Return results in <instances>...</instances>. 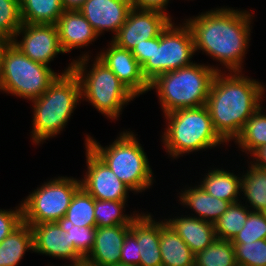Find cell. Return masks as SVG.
<instances>
[{"label": "cell", "instance_id": "obj_1", "mask_svg": "<svg viewBox=\"0 0 266 266\" xmlns=\"http://www.w3.org/2000/svg\"><path fill=\"white\" fill-rule=\"evenodd\" d=\"M250 11L219 7L184 19L192 32L195 52L200 50L220 62L226 73L242 72L255 17Z\"/></svg>", "mask_w": 266, "mask_h": 266}, {"label": "cell", "instance_id": "obj_2", "mask_svg": "<svg viewBox=\"0 0 266 266\" xmlns=\"http://www.w3.org/2000/svg\"><path fill=\"white\" fill-rule=\"evenodd\" d=\"M242 73L217 72L205 104L215 131L226 143L235 140L265 98V85Z\"/></svg>", "mask_w": 266, "mask_h": 266}, {"label": "cell", "instance_id": "obj_3", "mask_svg": "<svg viewBox=\"0 0 266 266\" xmlns=\"http://www.w3.org/2000/svg\"><path fill=\"white\" fill-rule=\"evenodd\" d=\"M79 102L81 89L78 77L73 71L58 75L42 96L31 101L33 121L30 137L33 144H43L45 140L59 135L68 125Z\"/></svg>", "mask_w": 266, "mask_h": 266}, {"label": "cell", "instance_id": "obj_4", "mask_svg": "<svg viewBox=\"0 0 266 266\" xmlns=\"http://www.w3.org/2000/svg\"><path fill=\"white\" fill-rule=\"evenodd\" d=\"M222 67L201 64L192 65L158 75L150 82L155 89L163 114L179 109L204 106L214 77Z\"/></svg>", "mask_w": 266, "mask_h": 266}, {"label": "cell", "instance_id": "obj_5", "mask_svg": "<svg viewBox=\"0 0 266 266\" xmlns=\"http://www.w3.org/2000/svg\"><path fill=\"white\" fill-rule=\"evenodd\" d=\"M90 60L88 52L72 59V71L80 82L81 100L91 103L107 119L118 120L124 106L134 101L136 96L97 57L91 60L92 66Z\"/></svg>", "mask_w": 266, "mask_h": 266}, {"label": "cell", "instance_id": "obj_6", "mask_svg": "<svg viewBox=\"0 0 266 266\" xmlns=\"http://www.w3.org/2000/svg\"><path fill=\"white\" fill-rule=\"evenodd\" d=\"M136 135L131 130L122 131L105 147L92 136L85 137V145L135 194L150 189L155 181L147 154Z\"/></svg>", "mask_w": 266, "mask_h": 266}, {"label": "cell", "instance_id": "obj_7", "mask_svg": "<svg viewBox=\"0 0 266 266\" xmlns=\"http://www.w3.org/2000/svg\"><path fill=\"white\" fill-rule=\"evenodd\" d=\"M166 119L164 132H162V144L165 152L172 159L227 145V143L215 131L211 116L207 107L179 109L164 114ZM225 143V144H224Z\"/></svg>", "mask_w": 266, "mask_h": 266}, {"label": "cell", "instance_id": "obj_8", "mask_svg": "<svg viewBox=\"0 0 266 266\" xmlns=\"http://www.w3.org/2000/svg\"><path fill=\"white\" fill-rule=\"evenodd\" d=\"M73 62L56 73L50 66L32 61L10 41L1 55L0 91L30 102L42 96L58 75L72 71Z\"/></svg>", "mask_w": 266, "mask_h": 266}, {"label": "cell", "instance_id": "obj_9", "mask_svg": "<svg viewBox=\"0 0 266 266\" xmlns=\"http://www.w3.org/2000/svg\"><path fill=\"white\" fill-rule=\"evenodd\" d=\"M171 21L153 38L152 57L142 66V73L150 83L158 75L192 65L195 46L192 32L185 21L182 24Z\"/></svg>", "mask_w": 266, "mask_h": 266}, {"label": "cell", "instance_id": "obj_10", "mask_svg": "<svg viewBox=\"0 0 266 266\" xmlns=\"http://www.w3.org/2000/svg\"><path fill=\"white\" fill-rule=\"evenodd\" d=\"M81 181L74 177L58 176L37 187L21 202L23 222L32 226L57 222L65 216Z\"/></svg>", "mask_w": 266, "mask_h": 266}, {"label": "cell", "instance_id": "obj_11", "mask_svg": "<svg viewBox=\"0 0 266 266\" xmlns=\"http://www.w3.org/2000/svg\"><path fill=\"white\" fill-rule=\"evenodd\" d=\"M10 42L32 61L48 66L56 55L64 54L56 24L22 23Z\"/></svg>", "mask_w": 266, "mask_h": 266}, {"label": "cell", "instance_id": "obj_12", "mask_svg": "<svg viewBox=\"0 0 266 266\" xmlns=\"http://www.w3.org/2000/svg\"><path fill=\"white\" fill-rule=\"evenodd\" d=\"M172 19L171 15L158 10L132 8L111 42L132 51L136 45L144 43V40L160 36Z\"/></svg>", "mask_w": 266, "mask_h": 266}, {"label": "cell", "instance_id": "obj_13", "mask_svg": "<svg viewBox=\"0 0 266 266\" xmlns=\"http://www.w3.org/2000/svg\"><path fill=\"white\" fill-rule=\"evenodd\" d=\"M85 148L87 170L80 178L81 186L97 200L128 201L132 190L87 145Z\"/></svg>", "mask_w": 266, "mask_h": 266}, {"label": "cell", "instance_id": "obj_14", "mask_svg": "<svg viewBox=\"0 0 266 266\" xmlns=\"http://www.w3.org/2000/svg\"><path fill=\"white\" fill-rule=\"evenodd\" d=\"M96 57L102 61L119 78V80L136 96L150 91V83L142 73V67L131 51L109 42Z\"/></svg>", "mask_w": 266, "mask_h": 266}, {"label": "cell", "instance_id": "obj_15", "mask_svg": "<svg viewBox=\"0 0 266 266\" xmlns=\"http://www.w3.org/2000/svg\"><path fill=\"white\" fill-rule=\"evenodd\" d=\"M31 228L33 232V252L36 254L70 260L71 264L64 266H74L84 261L73 248L69 233L62 230L57 222L32 225Z\"/></svg>", "mask_w": 266, "mask_h": 266}, {"label": "cell", "instance_id": "obj_16", "mask_svg": "<svg viewBox=\"0 0 266 266\" xmlns=\"http://www.w3.org/2000/svg\"><path fill=\"white\" fill-rule=\"evenodd\" d=\"M132 8L130 0H86L79 11L98 36L107 31L114 33L113 38Z\"/></svg>", "mask_w": 266, "mask_h": 266}, {"label": "cell", "instance_id": "obj_17", "mask_svg": "<svg viewBox=\"0 0 266 266\" xmlns=\"http://www.w3.org/2000/svg\"><path fill=\"white\" fill-rule=\"evenodd\" d=\"M131 225L96 227L94 246L84 262L91 266L120 264L121 247Z\"/></svg>", "mask_w": 266, "mask_h": 266}, {"label": "cell", "instance_id": "obj_18", "mask_svg": "<svg viewBox=\"0 0 266 266\" xmlns=\"http://www.w3.org/2000/svg\"><path fill=\"white\" fill-rule=\"evenodd\" d=\"M56 27L64 54L87 47L99 37L79 10H65Z\"/></svg>", "mask_w": 266, "mask_h": 266}, {"label": "cell", "instance_id": "obj_19", "mask_svg": "<svg viewBox=\"0 0 266 266\" xmlns=\"http://www.w3.org/2000/svg\"><path fill=\"white\" fill-rule=\"evenodd\" d=\"M130 231L139 244L140 266H162L160 252V219L151 213L141 212L133 220Z\"/></svg>", "mask_w": 266, "mask_h": 266}, {"label": "cell", "instance_id": "obj_20", "mask_svg": "<svg viewBox=\"0 0 266 266\" xmlns=\"http://www.w3.org/2000/svg\"><path fill=\"white\" fill-rule=\"evenodd\" d=\"M165 221L183 239L195 255L217 239L214 224L192 217L190 214L187 216L182 214L171 219L165 218Z\"/></svg>", "mask_w": 266, "mask_h": 266}, {"label": "cell", "instance_id": "obj_21", "mask_svg": "<svg viewBox=\"0 0 266 266\" xmlns=\"http://www.w3.org/2000/svg\"><path fill=\"white\" fill-rule=\"evenodd\" d=\"M185 189V190H183ZM181 189L179 192V200L181 205L189 207L192 209V217H197L203 221L210 222L214 224L222 214L231 205L230 202L226 200H221L212 195H209L198 183V185L188 186Z\"/></svg>", "mask_w": 266, "mask_h": 266}, {"label": "cell", "instance_id": "obj_22", "mask_svg": "<svg viewBox=\"0 0 266 266\" xmlns=\"http://www.w3.org/2000/svg\"><path fill=\"white\" fill-rule=\"evenodd\" d=\"M162 266H195V254L165 221L160 220Z\"/></svg>", "mask_w": 266, "mask_h": 266}, {"label": "cell", "instance_id": "obj_23", "mask_svg": "<svg viewBox=\"0 0 266 266\" xmlns=\"http://www.w3.org/2000/svg\"><path fill=\"white\" fill-rule=\"evenodd\" d=\"M240 174V176H239ZM224 170V168H213L208 170L203 180L197 183L209 194L231 204L241 201L242 175ZM239 176V177H238ZM240 198V199H239Z\"/></svg>", "mask_w": 266, "mask_h": 266}, {"label": "cell", "instance_id": "obj_24", "mask_svg": "<svg viewBox=\"0 0 266 266\" xmlns=\"http://www.w3.org/2000/svg\"><path fill=\"white\" fill-rule=\"evenodd\" d=\"M29 250L33 253V232L23 222L0 242V266H17Z\"/></svg>", "mask_w": 266, "mask_h": 266}, {"label": "cell", "instance_id": "obj_25", "mask_svg": "<svg viewBox=\"0 0 266 266\" xmlns=\"http://www.w3.org/2000/svg\"><path fill=\"white\" fill-rule=\"evenodd\" d=\"M241 193L242 199H246L245 204L251 211L261 212L266 207V169L250 162L247 171L243 170L242 173Z\"/></svg>", "mask_w": 266, "mask_h": 266}, {"label": "cell", "instance_id": "obj_26", "mask_svg": "<svg viewBox=\"0 0 266 266\" xmlns=\"http://www.w3.org/2000/svg\"><path fill=\"white\" fill-rule=\"evenodd\" d=\"M22 23L56 24L65 11L61 0H19Z\"/></svg>", "mask_w": 266, "mask_h": 266}, {"label": "cell", "instance_id": "obj_27", "mask_svg": "<svg viewBox=\"0 0 266 266\" xmlns=\"http://www.w3.org/2000/svg\"><path fill=\"white\" fill-rule=\"evenodd\" d=\"M261 105L247 120L234 142L239 150L251 156L258 148L266 145V113Z\"/></svg>", "mask_w": 266, "mask_h": 266}, {"label": "cell", "instance_id": "obj_28", "mask_svg": "<svg viewBox=\"0 0 266 266\" xmlns=\"http://www.w3.org/2000/svg\"><path fill=\"white\" fill-rule=\"evenodd\" d=\"M127 201L97 200L95 199L94 215L96 227H109L115 225H131L139 215V211L125 214Z\"/></svg>", "mask_w": 266, "mask_h": 266}, {"label": "cell", "instance_id": "obj_29", "mask_svg": "<svg viewBox=\"0 0 266 266\" xmlns=\"http://www.w3.org/2000/svg\"><path fill=\"white\" fill-rule=\"evenodd\" d=\"M242 203L239 201L231 204L214 223L217 238L232 241L244 227L251 210Z\"/></svg>", "mask_w": 266, "mask_h": 266}, {"label": "cell", "instance_id": "obj_30", "mask_svg": "<svg viewBox=\"0 0 266 266\" xmlns=\"http://www.w3.org/2000/svg\"><path fill=\"white\" fill-rule=\"evenodd\" d=\"M94 207L95 198L81 186L75 192L65 217L75 226L96 227Z\"/></svg>", "mask_w": 266, "mask_h": 266}, {"label": "cell", "instance_id": "obj_31", "mask_svg": "<svg viewBox=\"0 0 266 266\" xmlns=\"http://www.w3.org/2000/svg\"><path fill=\"white\" fill-rule=\"evenodd\" d=\"M234 245L217 238L210 246L195 255V266H236Z\"/></svg>", "mask_w": 266, "mask_h": 266}, {"label": "cell", "instance_id": "obj_32", "mask_svg": "<svg viewBox=\"0 0 266 266\" xmlns=\"http://www.w3.org/2000/svg\"><path fill=\"white\" fill-rule=\"evenodd\" d=\"M62 230L69 233L70 242H73V248L85 259L94 246L96 227L75 226L71 220L65 216L57 221Z\"/></svg>", "mask_w": 266, "mask_h": 266}, {"label": "cell", "instance_id": "obj_33", "mask_svg": "<svg viewBox=\"0 0 266 266\" xmlns=\"http://www.w3.org/2000/svg\"><path fill=\"white\" fill-rule=\"evenodd\" d=\"M232 244L237 265L266 266V239Z\"/></svg>", "mask_w": 266, "mask_h": 266}, {"label": "cell", "instance_id": "obj_34", "mask_svg": "<svg viewBox=\"0 0 266 266\" xmlns=\"http://www.w3.org/2000/svg\"><path fill=\"white\" fill-rule=\"evenodd\" d=\"M21 26L19 0H0V37L12 40Z\"/></svg>", "mask_w": 266, "mask_h": 266}, {"label": "cell", "instance_id": "obj_35", "mask_svg": "<svg viewBox=\"0 0 266 266\" xmlns=\"http://www.w3.org/2000/svg\"><path fill=\"white\" fill-rule=\"evenodd\" d=\"M266 239V216L259 211H251L244 227L240 230L232 243H246Z\"/></svg>", "mask_w": 266, "mask_h": 266}, {"label": "cell", "instance_id": "obj_36", "mask_svg": "<svg viewBox=\"0 0 266 266\" xmlns=\"http://www.w3.org/2000/svg\"><path fill=\"white\" fill-rule=\"evenodd\" d=\"M9 210V211H8ZM23 223L22 204L12 209H0V242Z\"/></svg>", "mask_w": 266, "mask_h": 266}, {"label": "cell", "instance_id": "obj_37", "mask_svg": "<svg viewBox=\"0 0 266 266\" xmlns=\"http://www.w3.org/2000/svg\"><path fill=\"white\" fill-rule=\"evenodd\" d=\"M120 263L140 266L139 244L136 236L131 231L126 235L121 247Z\"/></svg>", "mask_w": 266, "mask_h": 266}, {"label": "cell", "instance_id": "obj_38", "mask_svg": "<svg viewBox=\"0 0 266 266\" xmlns=\"http://www.w3.org/2000/svg\"><path fill=\"white\" fill-rule=\"evenodd\" d=\"M152 52L153 38L144 40V43L136 45L131 51L141 67L152 57Z\"/></svg>", "mask_w": 266, "mask_h": 266}, {"label": "cell", "instance_id": "obj_39", "mask_svg": "<svg viewBox=\"0 0 266 266\" xmlns=\"http://www.w3.org/2000/svg\"><path fill=\"white\" fill-rule=\"evenodd\" d=\"M132 7L136 9H148V10H158L168 14L166 12L167 6L171 0H130Z\"/></svg>", "mask_w": 266, "mask_h": 266}, {"label": "cell", "instance_id": "obj_40", "mask_svg": "<svg viewBox=\"0 0 266 266\" xmlns=\"http://www.w3.org/2000/svg\"><path fill=\"white\" fill-rule=\"evenodd\" d=\"M253 158V159H252ZM251 161H247L248 163L251 162L257 167L266 169V145L261 146L258 148L252 155Z\"/></svg>", "mask_w": 266, "mask_h": 266}, {"label": "cell", "instance_id": "obj_41", "mask_svg": "<svg viewBox=\"0 0 266 266\" xmlns=\"http://www.w3.org/2000/svg\"><path fill=\"white\" fill-rule=\"evenodd\" d=\"M86 0H61L64 10H79Z\"/></svg>", "mask_w": 266, "mask_h": 266}, {"label": "cell", "instance_id": "obj_42", "mask_svg": "<svg viewBox=\"0 0 266 266\" xmlns=\"http://www.w3.org/2000/svg\"><path fill=\"white\" fill-rule=\"evenodd\" d=\"M9 42V40L0 37V65H1V55H2V50L4 49L5 45Z\"/></svg>", "mask_w": 266, "mask_h": 266}, {"label": "cell", "instance_id": "obj_43", "mask_svg": "<svg viewBox=\"0 0 266 266\" xmlns=\"http://www.w3.org/2000/svg\"><path fill=\"white\" fill-rule=\"evenodd\" d=\"M74 266H91V265H89V264H87L86 262H82V263H80V264H78V265H74Z\"/></svg>", "mask_w": 266, "mask_h": 266}, {"label": "cell", "instance_id": "obj_44", "mask_svg": "<svg viewBox=\"0 0 266 266\" xmlns=\"http://www.w3.org/2000/svg\"><path fill=\"white\" fill-rule=\"evenodd\" d=\"M112 266H137V265H124V264H116V265H112Z\"/></svg>", "mask_w": 266, "mask_h": 266}, {"label": "cell", "instance_id": "obj_45", "mask_svg": "<svg viewBox=\"0 0 266 266\" xmlns=\"http://www.w3.org/2000/svg\"><path fill=\"white\" fill-rule=\"evenodd\" d=\"M261 212L266 216V207Z\"/></svg>", "mask_w": 266, "mask_h": 266}]
</instances>
